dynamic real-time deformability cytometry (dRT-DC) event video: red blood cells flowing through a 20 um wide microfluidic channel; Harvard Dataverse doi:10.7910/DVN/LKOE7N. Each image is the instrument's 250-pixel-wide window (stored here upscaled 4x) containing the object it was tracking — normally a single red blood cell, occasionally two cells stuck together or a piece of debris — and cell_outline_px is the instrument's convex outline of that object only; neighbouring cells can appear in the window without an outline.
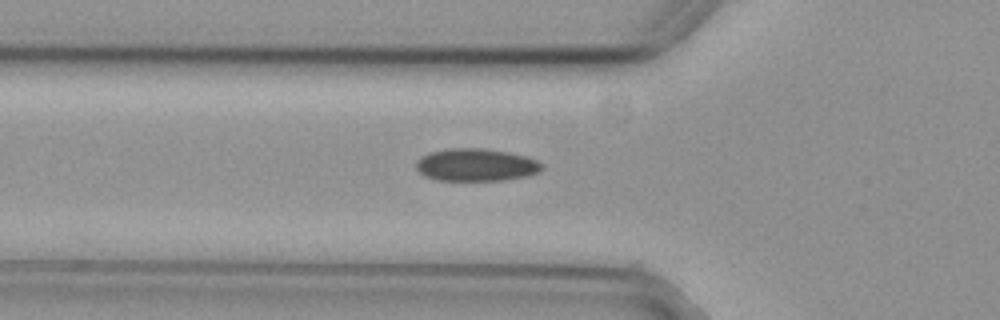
{"species": "common noctule bat (a hibernating species)", "species_latin": "Nyctalus noctula", "temperature_condition": "cold", "stored_images_in_passage": 30, "camera_frame_rate_fps": 3000, "um_per_image_px": 0.085, "animal": {"sex": "female", "body_mass_g": 29.2, "forearm_length_mm": 56.3}, "frame": {"image": 1, "passage_image": 3, "time_ms": 0.667, "image_size_px": [1000, 320], "cell_outline_px": [[544, 168], [528, 176], [504, 180], [436, 180], [424, 176], [416, 168], [416, 160], [428, 152], [448, 148], [480, 148], [508, 152], [528, 156], [544, 164]], "centroid_in_image_um": [40.46, 14.01], "position_along_channel_um": 85.3, "area_um2": 24.04}}
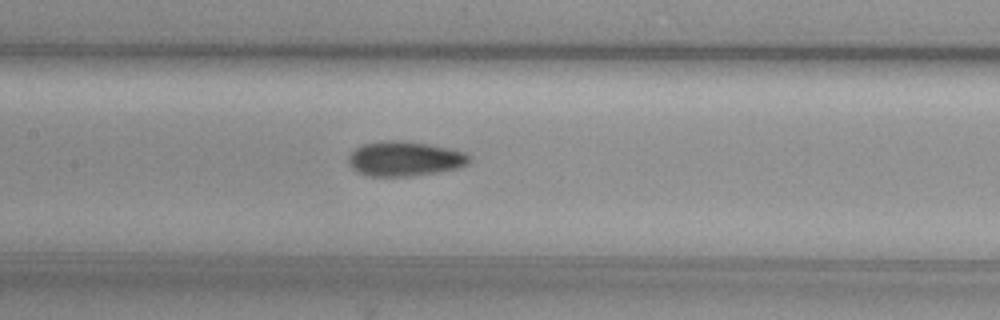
{"frame": {"image": 2, "passage_image": 10, "time_ms": 3.0, "image_size_px": [1000, 320], "cell_outline_px": [[472, 160], [468, 164], [460, 168], [412, 176], [368, 176], [356, 172], [348, 164], [348, 156], [356, 148], [364, 144], [388, 140], [396, 140], [428, 144], [452, 148], [464, 152], [472, 156]], "centroid_in_image_um": [34.43, 13.5], "position_along_channel_um": 173.0, "area_um2": 24.68}}
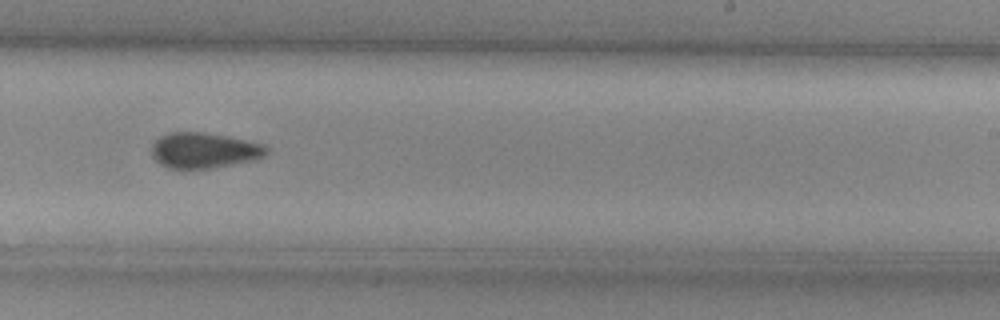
{"frame": {"image": 3, "passage_image": 18, "time_ms": 5.667, "image_size_px": [1000, 320], "cell_outline_px": [[268, 152], [264, 156], [252, 160], [212, 168], [180, 172], [168, 168], [160, 164], [152, 156], [152, 144], [160, 136], [168, 132], [204, 132], [228, 136], [264, 144], [268, 148]], "centroid_in_image_um": [17.3, 12.81], "position_along_channel_um": 271.7, "area_um2": 24.39}, "authors_computed_cell_mechanics": {"area_um2": 23.6691, "velocity_mm_per_s": 3.73, "shape_relaxation_time_tau1_ms": 9.501, "shape_relaxation_time_tau2_ms": 6.2823, "deformation_change_tau1": 0.1347, "deformation_change_tau2": 0.0944}}